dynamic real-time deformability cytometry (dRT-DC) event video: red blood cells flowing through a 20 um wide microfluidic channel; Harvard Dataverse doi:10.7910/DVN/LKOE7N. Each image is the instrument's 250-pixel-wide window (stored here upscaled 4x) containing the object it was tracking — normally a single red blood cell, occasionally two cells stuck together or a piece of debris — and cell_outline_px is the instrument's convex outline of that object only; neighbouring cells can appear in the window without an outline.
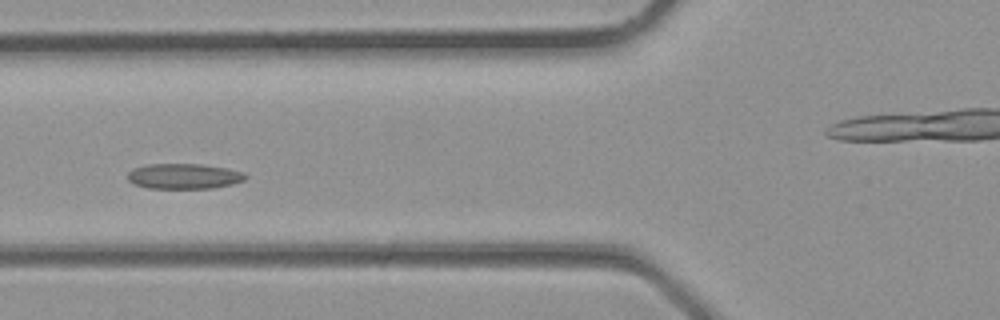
{"species": "common noctule bat (a hibernating species)", "species_latin": "Nyctalus noctula", "temperature_condition": "room temperature", "stored_images_in_passage": 32, "camera_frame_rate_fps": 3000, "um_per_image_px": 0.085, "animal": {"sex": "male", "body_mass_g": 23.1, "forearm_length_mm": 52.7}, "frame": {"image": 1, "passage_image": 10, "time_ms": 3.0, "image_size_px": [1000, 320], "cell_outline_px": [[248, 176], [244, 180], [232, 184], [212, 188], [148, 188], [132, 184], [128, 180], [128, 172], [132, 168], [148, 164], [200, 164], [228, 168], [244, 172]], "centroid_in_image_um": [15.62, 14.97], "position_along_channel_um": 110.2, "area_um2": 17.51}}
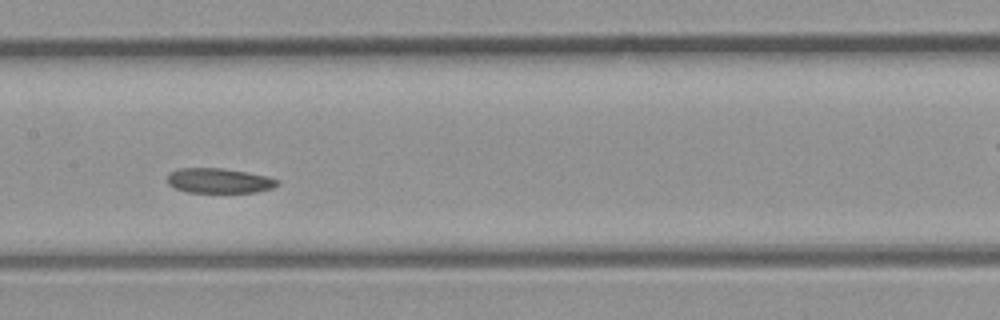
{"frame": {"image": 2, "passage_image": 14, "time_ms": 4.333, "image_size_px": [1000, 320], "cell_outline_px": [[280, 184], [272, 188], [256, 192], [188, 192], [176, 188], [168, 184], [168, 172], [176, 168], [224, 168], [268, 176], [280, 180]], "centroid_in_image_um": [18.63, 15.35], "position_along_channel_um": 188.8, "area_um2": 16.07}}